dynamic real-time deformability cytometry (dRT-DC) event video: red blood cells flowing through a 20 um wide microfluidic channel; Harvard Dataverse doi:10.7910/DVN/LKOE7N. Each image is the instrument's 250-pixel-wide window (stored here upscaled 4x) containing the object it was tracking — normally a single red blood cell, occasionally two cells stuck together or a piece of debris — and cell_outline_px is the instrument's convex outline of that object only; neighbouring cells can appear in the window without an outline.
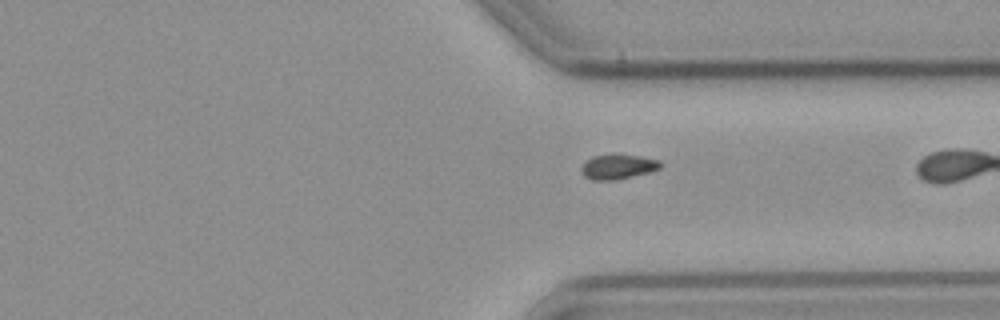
{"species": "common noctule bat (a hibernating species)", "species_latin": "Nyctalus noctula", "temperature_condition": "cold", "stored_images_in_passage": 41, "segment_of_instrument_passage": [2, 2], "camera_frame_rate_fps": 3000, "um_per_image_px": 0.085, "animal": {"sex": "male", "body_mass_g": 23.1, "forearm_length_mm": 52.7}, "frame": {"image": 1, "passage_image": 40, "time_ms": 13.0, "image_size_px": [1000, 320], "cell_outline_px": [[660, 168], [648, 172], [616, 180], [592, 180], [584, 176], [580, 172], [580, 168], [592, 156], [640, 156], [660, 160]], "centroid_in_image_um": [52.5, 14.2], "position_along_channel_um": 358.9, "area_um2": 10.98}}